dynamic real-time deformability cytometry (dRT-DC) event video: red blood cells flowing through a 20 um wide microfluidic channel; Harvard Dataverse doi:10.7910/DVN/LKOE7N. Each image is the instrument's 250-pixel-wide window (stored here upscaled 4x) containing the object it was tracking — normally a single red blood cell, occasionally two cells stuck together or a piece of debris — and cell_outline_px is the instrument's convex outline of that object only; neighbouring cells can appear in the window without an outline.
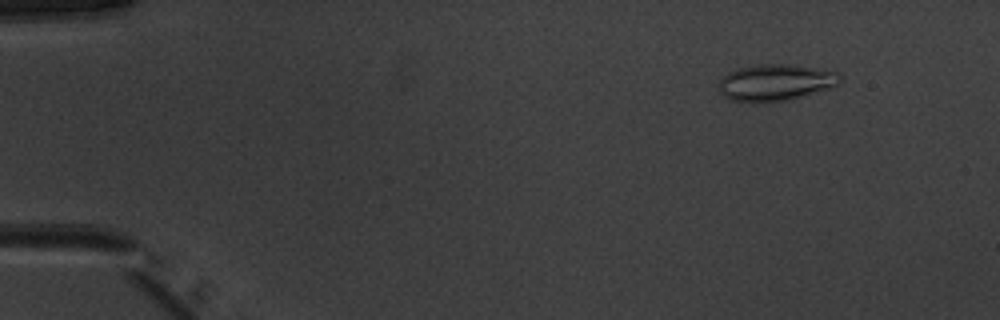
{"species": "common noctule bat (a hibernating species)", "species_latin": "Nyctalus noctula", "temperature_condition": "warm", "stored_images_in_passage": 51, "camera_frame_rate_fps": 3000, "um_per_image_px": 0.085, "animal": {"sex": "male", "body_mass_g": 20.1, "forearm_length_mm": 53.5}, "frame": {"image": 1, "passage_image": 6, "time_ms": 1.667, "image_size_px": [1000, 320], "cell_outline_px": [[840, 80], [836, 84], [828, 88], [788, 100], [756, 104], [728, 100], [720, 92], [720, 80], [728, 72], [740, 68], [760, 64], [784, 64], [836, 72], [840, 76]], "centroid_in_image_um": [65.83, 7.05], "position_along_channel_um": 19.2, "area_um2": 25.49}}
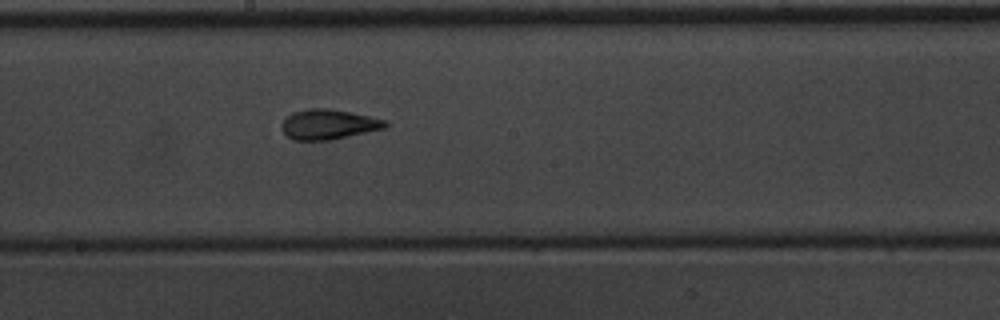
{"frame": {"image": 2, "passage_image": 29, "time_ms": 9.333, "image_size_px": [1000, 320], "cell_outline_px": [[388, 124], [384, 128], [328, 140], [292, 140], [280, 128], [280, 124], [292, 112], [308, 108], [328, 108], [388, 120]], "centroid_in_image_um": [27.88, 10.56], "position_along_channel_um": 220.3, "area_um2": 17.92}}
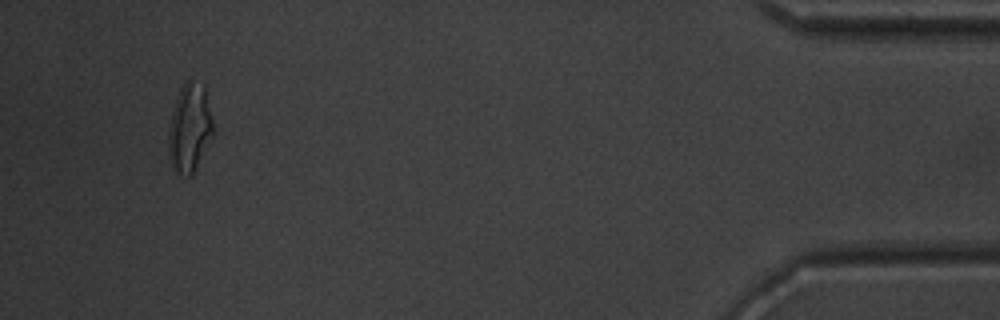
{"frame": {"image": 3, "passage_image": 49, "time_ms": 16.0, "image_size_px": [1000, 320], "cell_outline_px": [[216, 132], [192, 176], [188, 176], [176, 172], [172, 168], [168, 156], [168, 132], [172, 112], [180, 88], [188, 80], [204, 84]], "centroid_in_image_um": [16.15, 10.92], "position_along_channel_um": 419.1, "area_um2": 23.47}, "authors_computed_cell_mechanics": {"area_um2": 19.1318, "velocity_mm_per_s": 3.9884, "shape_relaxation_time_tau1_ms": null, "shape_relaxation_time_tau2_ms": 1.3292, "deformation_change_tau1": null, "deformation_change_tau2": 0.0938}}